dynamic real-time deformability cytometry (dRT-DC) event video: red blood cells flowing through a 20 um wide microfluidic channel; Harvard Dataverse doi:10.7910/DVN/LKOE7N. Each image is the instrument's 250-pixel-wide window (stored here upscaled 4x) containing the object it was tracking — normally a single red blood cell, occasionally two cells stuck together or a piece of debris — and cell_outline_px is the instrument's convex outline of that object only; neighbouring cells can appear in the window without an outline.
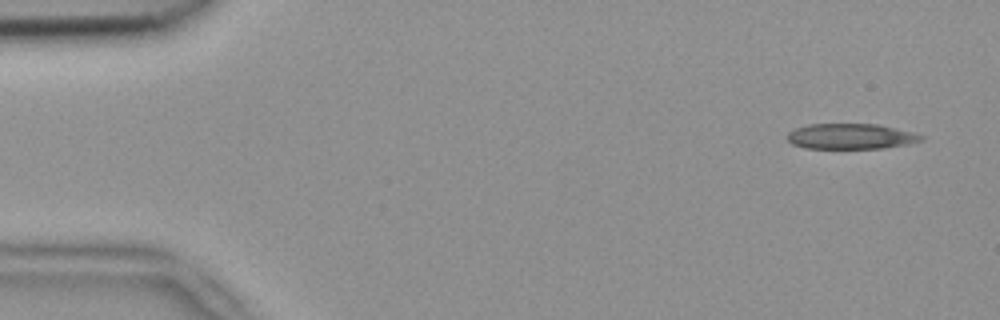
{"species": "common noctule bat (a hibernating species)", "species_latin": "Nyctalus noctula", "temperature_condition": "room temperature", "stored_images_in_passage": 5, "camera_frame_rate_fps": 3000, "um_per_image_px": 0.085, "animal": {"sex": "female", "body_mass_g": 18.4}, "frame": {"image": 1, "passage_image": 1, "time_ms": 0.0, "image_size_px": [1000, 320], "cell_outline_px": [[924, 140], [884, 148], [804, 148], [792, 144], [784, 136], [788, 132], [796, 128], [808, 124], [876, 124], [912, 132], [924, 136]], "centroid_in_image_um": [72.26, 11.59], "position_along_channel_um": 12.7, "area_um2": 19.77}}
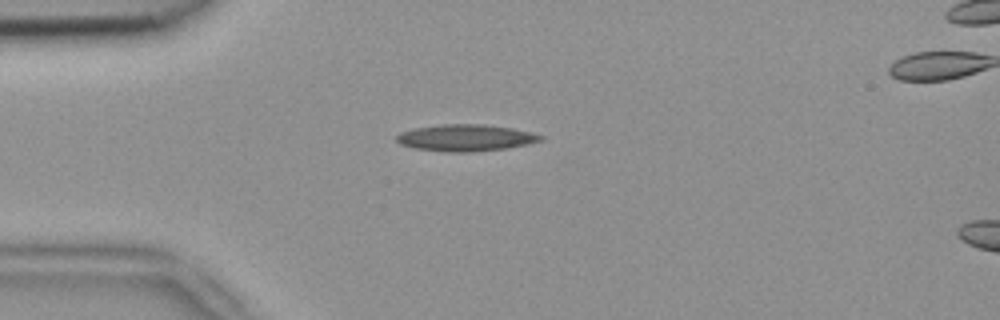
{"frame": {"image": 2, "passage_image": 4, "time_ms": 1.0, "image_size_px": [1000, 320], "cell_outline_px": [[544, 140], [508, 148], [472, 152], [444, 152], [416, 148], [400, 144], [396, 140], [396, 136], [400, 132], [416, 128], [440, 124], [484, 124], [512, 128], [544, 136]], "centroid_in_image_um": [39.57, 11.71], "position_along_channel_um": 45.4, "area_um2": 22.37}}